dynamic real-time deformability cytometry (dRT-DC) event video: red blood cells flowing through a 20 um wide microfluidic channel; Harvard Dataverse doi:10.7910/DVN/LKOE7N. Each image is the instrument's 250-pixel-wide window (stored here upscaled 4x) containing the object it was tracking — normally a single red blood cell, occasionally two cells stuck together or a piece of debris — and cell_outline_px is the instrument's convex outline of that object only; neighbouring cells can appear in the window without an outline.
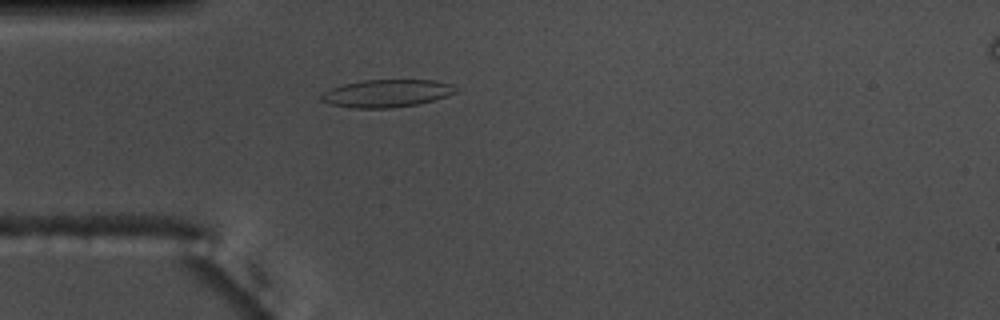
{"species": "common noctule bat (a hibernating species)", "species_latin": "Nyctalus noctula", "temperature_condition": "warm", "stored_images_in_passage": 47, "camera_frame_rate_fps": 3000, "um_per_image_px": 0.085, "animal": {"sex": "male", "body_mass_g": 17.5, "forearm_length_mm": 52.3}, "frame": {"image": 1, "passage_image": 8, "time_ms": 2.333, "image_size_px": [1000, 320], "cell_outline_px": [[456, 92], [432, 100], [416, 104], [392, 108], [352, 108], [332, 104], [320, 100], [320, 96], [324, 92], [332, 88], [344, 84], [364, 80], [432, 80], [452, 84], [456, 88]], "centroid_in_image_um": [32.84, 7.93], "position_along_channel_um": 52.2, "area_um2": 21.33}}
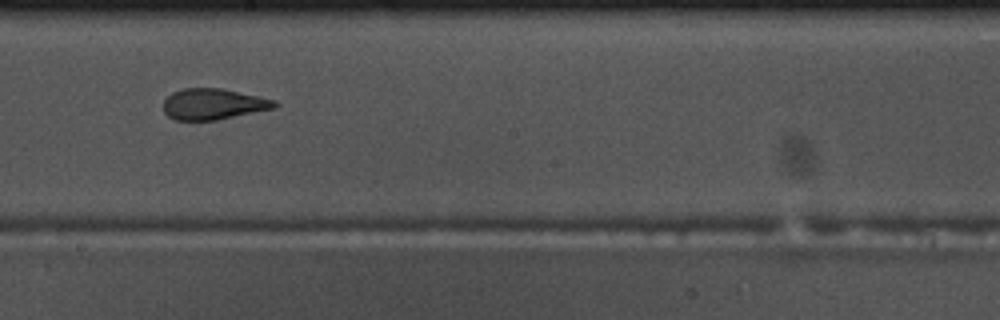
{"frame": {"image": 2, "passage_image": 23, "time_ms": 7.333, "image_size_px": [1000, 320], "cell_outline_px": [[280, 104], [276, 108], [216, 120], [176, 120], [168, 116], [164, 112], [164, 100], [172, 92], [184, 88], [220, 88], [276, 100]], "centroid_in_image_um": [18.15, 8.85], "position_along_channel_um": 230.1, "area_um2": 20.06}}
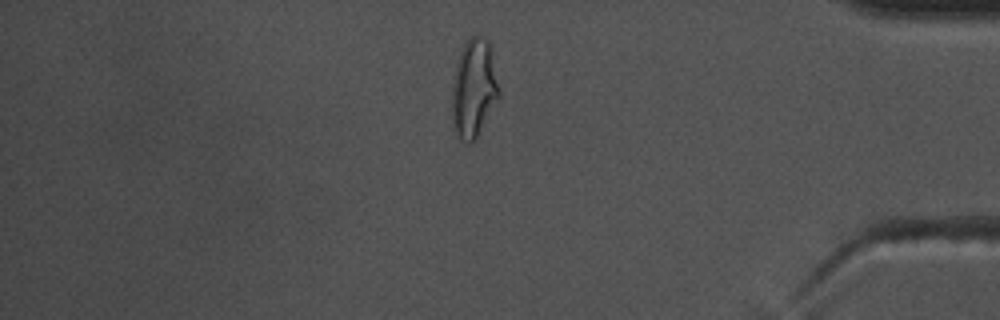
{"frame": {"image": 3, "passage_image": 39, "time_ms": 12.667, "image_size_px": [1000, 320], "cell_outline_px": [[500, 96], [476, 140], [472, 144], [468, 144], [460, 140], [456, 132], [452, 116], [452, 88], [456, 68], [460, 52], [464, 44], [472, 36], [484, 36], [492, 44], [500, 92]], "centroid_in_image_um": [40.32, 7.52], "position_along_channel_um": 394.9, "area_um2": 27.4}, "authors_computed_cell_mechanics": {"area_um2": 20.8658, "velocity_mm_per_s": 3.7093, "shape_relaxation_time_tau1_ms": 4.0241, "shape_relaxation_time_tau2_ms": 1.3327, "deformation_change_tau1": 0.1734, "deformation_change_tau2": 0.0937}}